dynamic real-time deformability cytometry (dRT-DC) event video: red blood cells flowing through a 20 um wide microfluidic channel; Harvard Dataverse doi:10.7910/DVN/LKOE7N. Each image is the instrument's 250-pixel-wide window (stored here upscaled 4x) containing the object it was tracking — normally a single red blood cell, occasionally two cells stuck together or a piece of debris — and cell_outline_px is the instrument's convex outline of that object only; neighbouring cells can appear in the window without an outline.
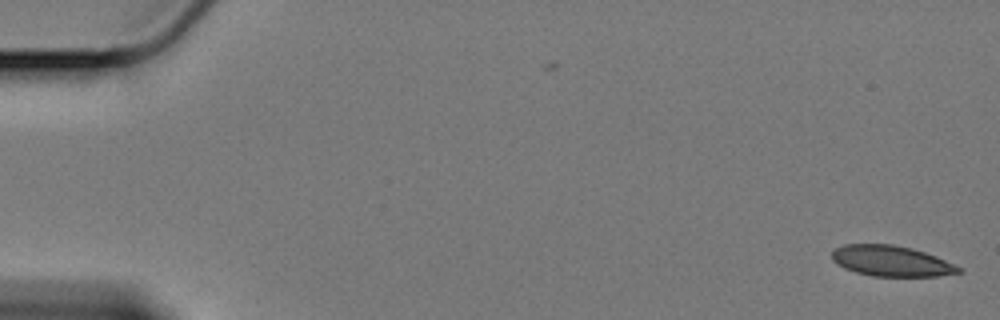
{"species": "Egyptian fruit bat (a non-hibernating species)", "species_latin": "Rousettus aegyptiacus", "temperature_condition": "cold", "stored_images_in_passage": 16, "camera_frame_rate_fps": 3000, "um_per_image_px": 0.085, "animal": {"sex": "female"}, "frame": {"image": 1, "passage_image": 1, "time_ms": 0.0, "image_size_px": [1000, 320], "cell_outline_px": [[964, 272], [940, 276], [872, 276], [856, 272], [844, 268], [836, 264], [832, 260], [832, 252], [836, 248], [844, 244], [892, 244], [912, 248], [936, 256], [964, 268]], "centroid_in_image_um": [75.79, 22.19], "position_along_channel_um": 9.2, "area_um2": 22.83}}
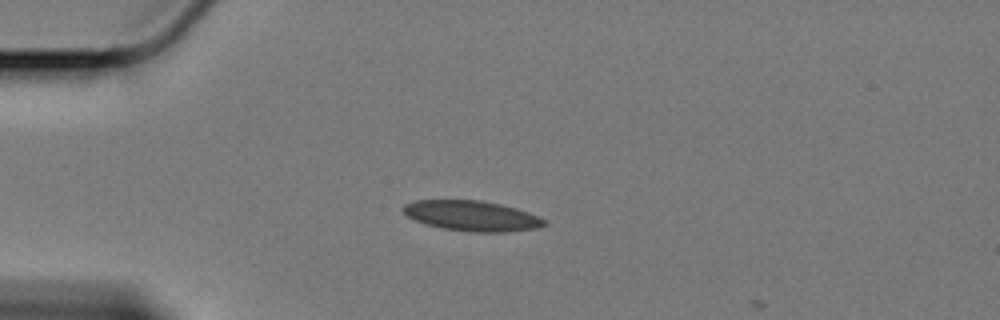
{"frame": {"image": 2, "passage_image": 15, "time_ms": 4.667, "image_size_px": [1000, 320], "cell_outline_px": [[548, 224], [536, 228], [508, 232], [472, 232], [440, 228], [424, 224], [408, 216], [400, 208], [404, 204], [416, 200], [480, 200], [500, 204], [516, 208], [528, 212], [544, 220]], "centroid_in_image_um": [40.07, 18.35], "position_along_channel_um": 44.9, "area_um2": 24.91}}